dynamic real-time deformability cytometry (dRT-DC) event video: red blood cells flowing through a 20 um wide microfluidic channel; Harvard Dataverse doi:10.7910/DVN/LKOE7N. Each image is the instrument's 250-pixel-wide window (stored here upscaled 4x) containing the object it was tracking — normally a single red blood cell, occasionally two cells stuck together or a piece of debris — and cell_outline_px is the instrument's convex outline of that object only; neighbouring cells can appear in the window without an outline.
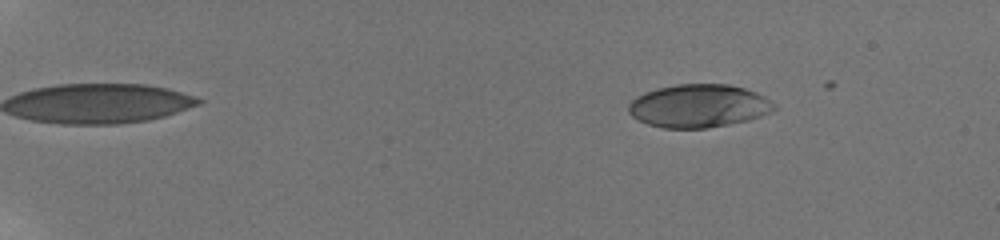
{"species": "human", "species_latin": "Homo sapiens", "temperature_condition": "room temperature", "stored_images_in_passage": 33, "camera_frame_rate_fps": 3000, "um_per_image_px": 0.085, "donor": {"sex": "male"}, "frame": {"image": 1, "passage_image": 11, "time_ms": 3.0, "image_size_px": [1000, 240], "cell_outline_px": [[776, 108], [772, 112], [748, 120], [708, 128], [664, 128], [648, 124], [632, 116], [628, 112], [628, 104], [636, 96], [644, 92], [656, 88], [676, 84], [728, 84], [744, 88], [756, 92], [764, 96], [776, 104]], "centroid_in_image_um": [59.39, 8.99], "position_along_channel_um": 25.6, "area_um2": 36.7}}
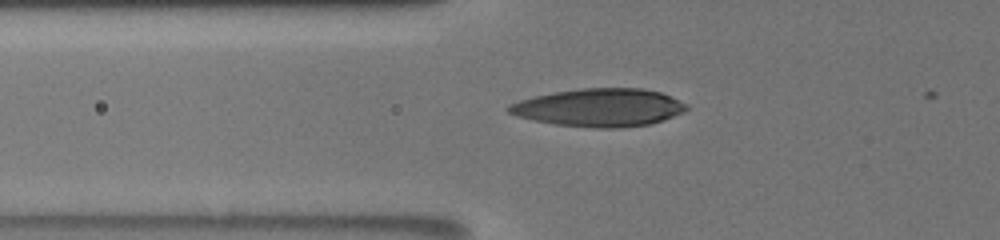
{"frame": {"image": 2, "passage_image": 23, "time_ms": 8.0, "image_size_px": [1000, 240], "cell_outline_px": [[688, 108], [684, 112], [664, 120], [648, 124], [620, 128], [596, 128], [556, 124], [516, 116], [508, 112], [504, 108], [508, 104], [520, 100], [552, 92], [580, 88], [644, 88], [660, 92], [672, 96], [688, 104]], "centroid_in_image_um": [50.97, 9.13], "position_along_channel_um": 74.8, "area_um2": 39.48}}
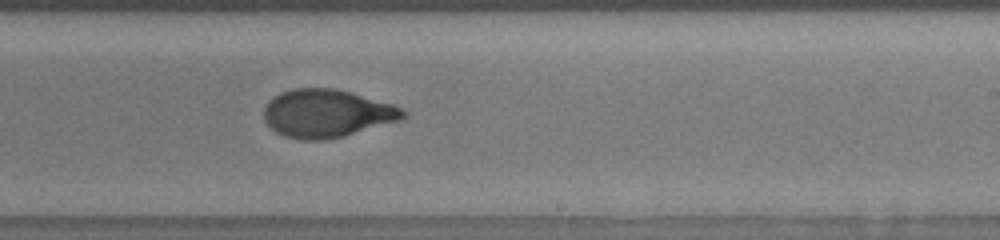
{"frame": {"image": 3, "passage_image": 33, "time_ms": 13.0, "image_size_px": [1000, 240], "cell_outline_px": [[408, 116], [400, 120], [344, 136], [324, 140], [300, 140], [284, 136], [276, 132], [264, 120], [264, 108], [268, 100], [280, 92], [292, 88], [336, 88], [392, 104], [404, 108], [408, 112]], "centroid_in_image_um": [27.78, 9.64], "position_along_channel_um": 261.2, "area_um2": 39.13}}